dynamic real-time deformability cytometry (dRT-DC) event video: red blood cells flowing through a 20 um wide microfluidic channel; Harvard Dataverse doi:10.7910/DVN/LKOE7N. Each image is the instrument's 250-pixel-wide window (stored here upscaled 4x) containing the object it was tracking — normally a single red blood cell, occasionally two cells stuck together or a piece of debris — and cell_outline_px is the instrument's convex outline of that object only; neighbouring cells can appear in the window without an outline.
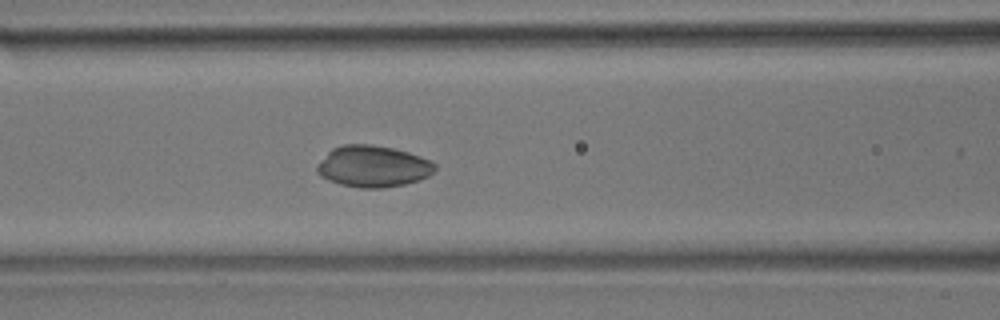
{"species": "common noctule bat (a hibernating species)", "species_latin": "Nyctalus noctula", "temperature_condition": "room temperature", "stored_images_in_passage": 25, "camera_frame_rate_fps": 3000, "um_per_image_px": 0.085, "animal": {"sex": "male", "body_mass_g": 17.9}, "frame": {"image": 1, "passage_image": 21, "time_ms": 6.667, "image_size_px": [1000, 320], "cell_outline_px": [[436, 168], [428, 176], [404, 184], [384, 188], [360, 188], [340, 184], [328, 180], [320, 176], [316, 172], [316, 164], [332, 148], [344, 144], [372, 144], [392, 148], [408, 152], [420, 156], [436, 164]], "centroid_in_image_um": [31.66, 14.14], "position_along_channel_um": 134.9, "area_um2": 28.5}}
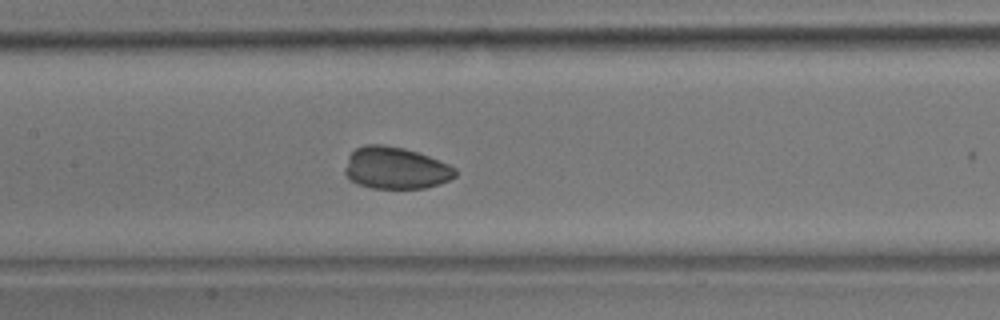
{"frame": {"image": 2, "passage_image": 24, "time_ms": 7.667, "image_size_px": [1000, 320], "cell_outline_px": [[456, 176], [440, 184], [424, 188], [372, 188], [356, 184], [344, 172], [344, 168], [348, 156], [356, 148], [364, 144], [384, 144], [404, 148], [428, 156], [448, 164], [456, 168]], "centroid_in_image_um": [33.61, 14.28], "position_along_channel_um": 173.8, "area_um2": 26.99}}